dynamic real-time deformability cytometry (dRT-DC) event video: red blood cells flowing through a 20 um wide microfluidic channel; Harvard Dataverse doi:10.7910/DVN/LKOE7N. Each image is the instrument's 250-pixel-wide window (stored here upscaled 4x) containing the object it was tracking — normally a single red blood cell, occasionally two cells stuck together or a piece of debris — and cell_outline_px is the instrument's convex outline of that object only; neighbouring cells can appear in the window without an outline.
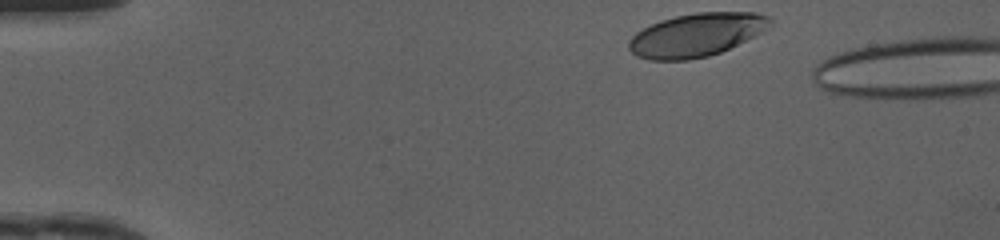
{"species": "human", "species_latin": "Homo sapiens", "temperature_condition": "cold", "stored_images_in_passage": 4, "camera_frame_rate_fps": 3000, "um_per_image_px": 0.085, "donor": {"sex": "female"}, "frame": {"image": 1, "passage_image": 1, "time_ms": 0.0, "image_size_px": [1000, 240], "cell_outline_px": [[772, 24], [768, 28], [720, 52], [708, 56], [688, 60], [648, 60], [636, 56], [628, 48], [628, 40], [636, 32], [660, 20], [676, 16], [696, 12], [756, 12], [768, 16], [772, 20]], "centroid_in_image_um": [59.16, 2.96], "position_along_channel_um": 25.8, "area_um2": 35.43}}